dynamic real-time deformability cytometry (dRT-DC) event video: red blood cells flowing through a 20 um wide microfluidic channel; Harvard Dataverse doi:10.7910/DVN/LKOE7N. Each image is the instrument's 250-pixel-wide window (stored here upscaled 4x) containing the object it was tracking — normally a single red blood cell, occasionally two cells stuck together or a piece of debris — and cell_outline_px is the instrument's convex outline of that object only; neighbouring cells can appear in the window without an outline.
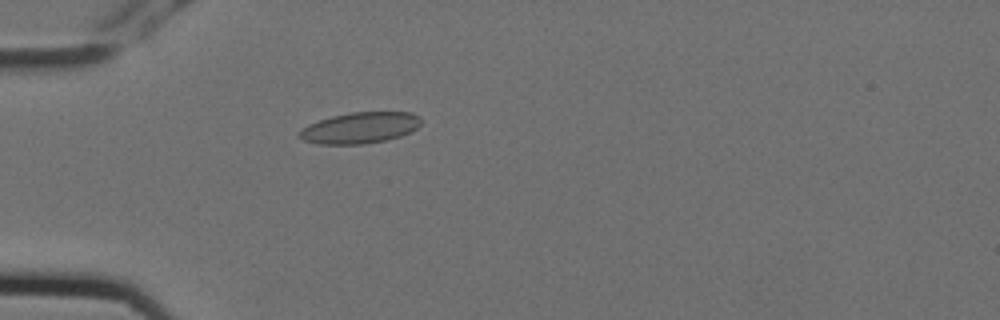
{"species": "Egyptian fruit bat (a non-hibernating species)", "species_latin": "Rousettus aegyptiacus", "temperature_condition": "cold", "stored_images_in_passage": 4, "camera_frame_rate_fps": 3000, "um_per_image_px": 0.085, "animal": {"sex": "female"}, "frame": {"image": 1, "passage_image": 4, "time_ms": 1.0, "image_size_px": [1000, 320], "cell_outline_px": [[420, 124], [416, 128], [400, 136], [384, 140], [360, 144], [320, 144], [304, 140], [296, 136], [308, 124], [332, 116], [352, 112], [412, 112], [420, 116]], "centroid_in_image_um": [30.59, 10.85], "position_along_channel_um": 54.4, "area_um2": 21.79}}